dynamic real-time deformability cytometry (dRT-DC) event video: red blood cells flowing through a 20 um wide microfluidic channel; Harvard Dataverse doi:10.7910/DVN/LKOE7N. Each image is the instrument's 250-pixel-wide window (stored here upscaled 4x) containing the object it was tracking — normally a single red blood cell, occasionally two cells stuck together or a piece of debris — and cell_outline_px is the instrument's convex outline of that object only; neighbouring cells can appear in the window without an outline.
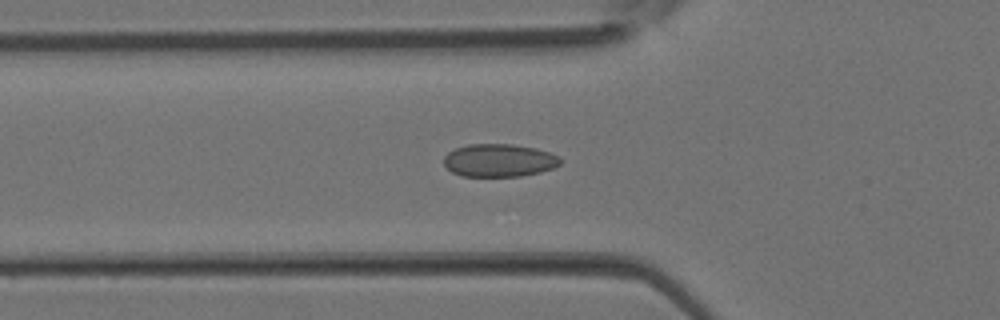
{"species": "Egyptian fruit bat (a non-hibernating species)", "species_latin": "Rousettus aegyptiacus", "temperature_condition": "room temperature", "stored_images_in_passage": 35, "segment_of_instrument_passage": [1, 2], "camera_frame_rate_fps": 3000, "um_per_image_px": 0.085, "animal": {"sex": "female"}, "frame": {"image": 1, "passage_image": 10, "time_ms": 3.0, "image_size_px": [1000, 320], "cell_outline_px": [[560, 164], [552, 168], [540, 172], [520, 176], [460, 176], [452, 172], [444, 164], [444, 156], [448, 152], [456, 148], [468, 144], [512, 144], [536, 148], [560, 156]], "centroid_in_image_um": [42.41, 13.63], "position_along_channel_um": 83.4, "area_um2": 22.31}}
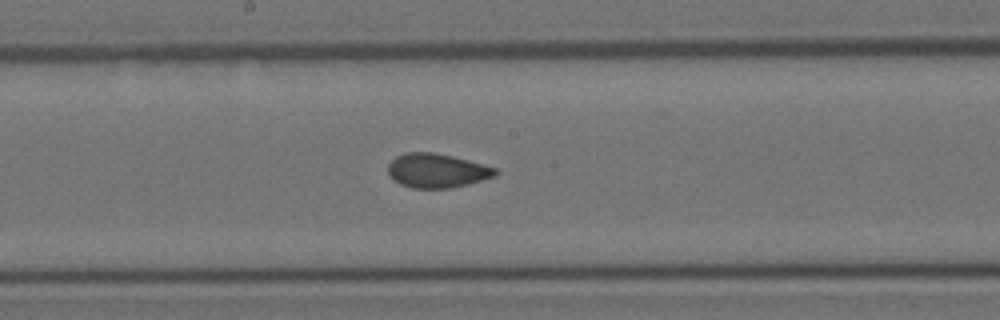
{"frame": {"image": 2, "passage_image": 17, "time_ms": 5.333, "image_size_px": [1000, 320], "cell_outline_px": [[500, 172], [496, 176], [468, 184], [448, 188], [412, 188], [400, 184], [388, 172], [388, 164], [396, 156], [404, 152], [432, 152], [452, 156], [496, 168]], "centroid_in_image_um": [37.14, 14.5], "position_along_channel_um": 211.1, "area_um2": 21.21}}
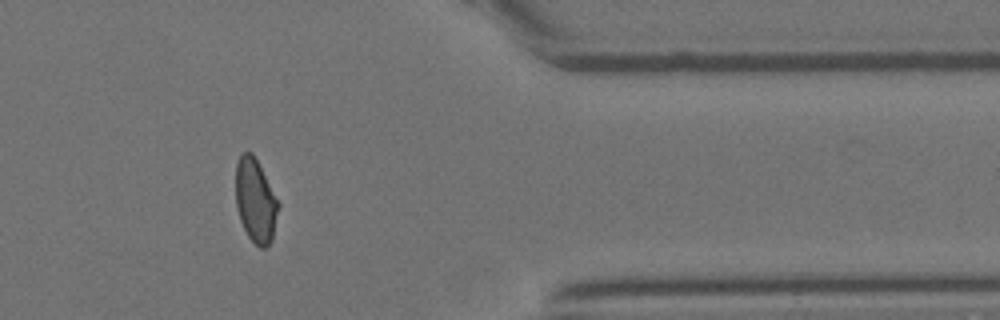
{"frame": {"image": 3, "passage_image": 28, "time_ms": 9.0, "image_size_px": [1000, 320], "cell_outline_px": [[280, 204], [272, 240], [264, 248], [260, 248], [248, 236], [240, 220], [236, 208], [236, 164], [240, 156], [244, 152], [252, 152]], "centroid_in_image_um": [21.71, 17.07], "position_along_channel_um": 389.7, "area_um2": 20.58}}